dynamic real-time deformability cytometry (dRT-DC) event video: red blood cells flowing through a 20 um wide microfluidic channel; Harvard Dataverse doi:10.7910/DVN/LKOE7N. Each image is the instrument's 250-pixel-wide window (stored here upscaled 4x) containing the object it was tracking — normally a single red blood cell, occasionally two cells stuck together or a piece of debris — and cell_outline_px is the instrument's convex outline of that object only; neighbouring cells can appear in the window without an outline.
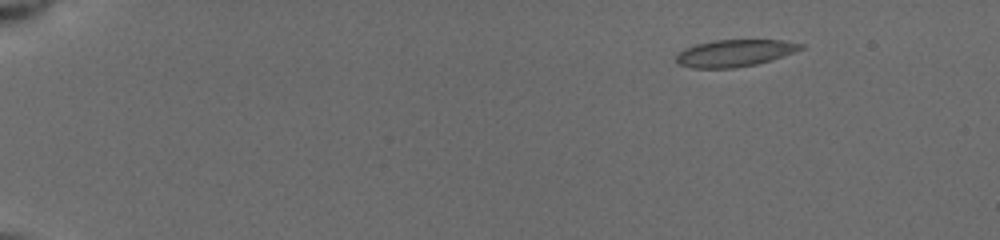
{"species": "common noctule bat (a hibernating species)", "species_latin": "Nyctalus noctula", "temperature_condition": "cold", "stored_images_in_passage": 21, "camera_frame_rate_fps": 3000, "um_per_image_px": 0.085, "animal": {"sex": "female", "body_mass_g": 19.5, "forearm_length_mm": 54.1}, "frame": {"image": 1, "passage_image": 2, "time_ms": 0.333, "image_size_px": [1000, 240], "cell_outline_px": [[804, 48], [756, 64], [732, 68], [692, 68], [680, 64], [676, 60], [676, 56], [684, 48], [696, 44], [716, 40], [780, 40], [804, 44]], "centroid_in_image_um": [62.41, 4.51], "position_along_channel_um": 22.6, "area_um2": 19.19}}
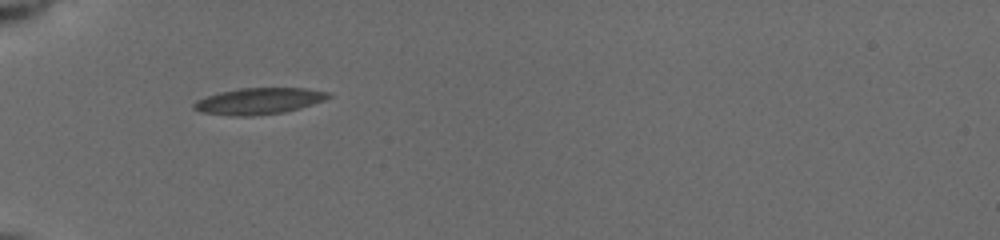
{"frame": {"image": 2, "passage_image": 20, "time_ms": 4.333, "image_size_px": [1000, 240], "cell_outline_px": [[332, 96], [324, 100], [300, 108], [284, 112], [252, 116], [228, 116], [200, 112], [192, 108], [192, 104], [196, 100], [220, 92], [240, 88], [304, 88], [332, 92]], "centroid_in_image_um": [22.0, 8.59], "position_along_channel_um": 63.0, "area_um2": 20.81}}